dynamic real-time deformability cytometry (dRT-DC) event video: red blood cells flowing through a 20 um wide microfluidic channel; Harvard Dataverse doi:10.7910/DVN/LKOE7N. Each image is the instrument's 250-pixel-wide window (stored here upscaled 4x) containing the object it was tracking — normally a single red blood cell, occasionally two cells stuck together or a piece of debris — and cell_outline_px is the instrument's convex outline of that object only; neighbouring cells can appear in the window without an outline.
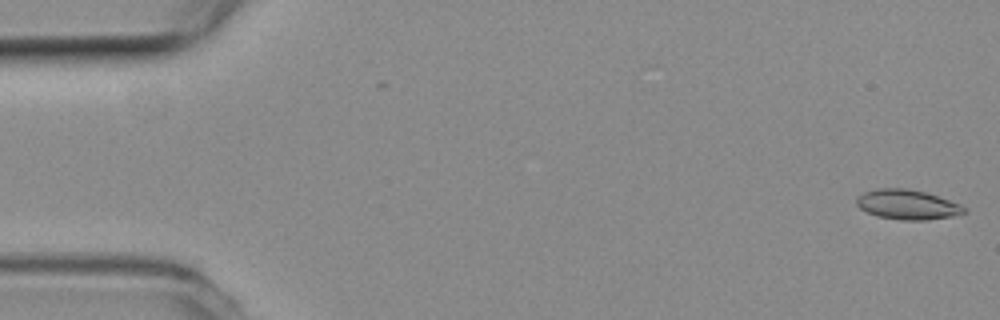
{"species": "common noctule bat (a hibernating species)", "species_latin": "Nyctalus noctula", "temperature_condition": "room temperature", "stored_images_in_passage": 55, "camera_frame_rate_fps": 3000, "um_per_image_px": 0.085, "animal": {"sex": "female", "body_mass_g": 19.3, "forearm_length_mm": 54.1}, "frame": {"image": 1, "passage_image": 1, "time_ms": 0.0, "image_size_px": [1000, 320], "cell_outline_px": [[968, 212], [952, 216], [928, 220], [900, 220], [876, 216], [860, 208], [856, 204], [856, 200], [864, 192], [876, 188], [908, 188], [924, 192], [960, 204], [968, 208]], "centroid_in_image_um": [77.14, 17.4], "position_along_channel_um": 7.9, "area_um2": 18.67}}
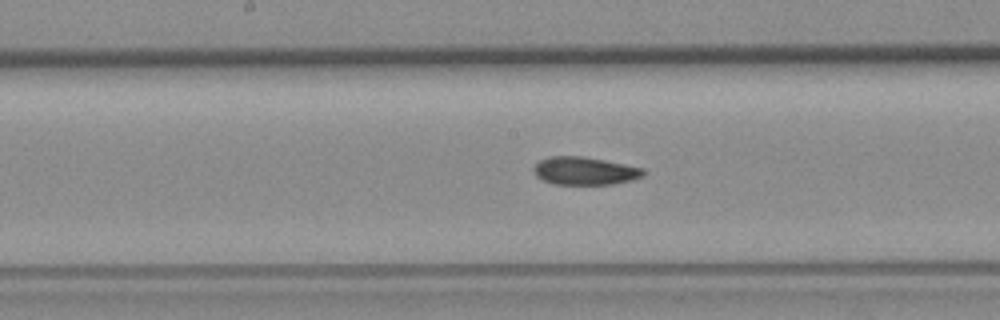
{"frame": {"image": 2, "passage_image": 27, "time_ms": 8.667, "image_size_px": [1000, 320], "cell_outline_px": [[648, 172], [644, 176], [632, 180], [612, 184], [552, 184], [536, 176], [532, 172], [532, 168], [540, 160], [548, 156], [584, 156], [644, 168]], "centroid_in_image_um": [49.71, 14.52], "position_along_channel_um": 198.5, "area_um2": 18.03}}
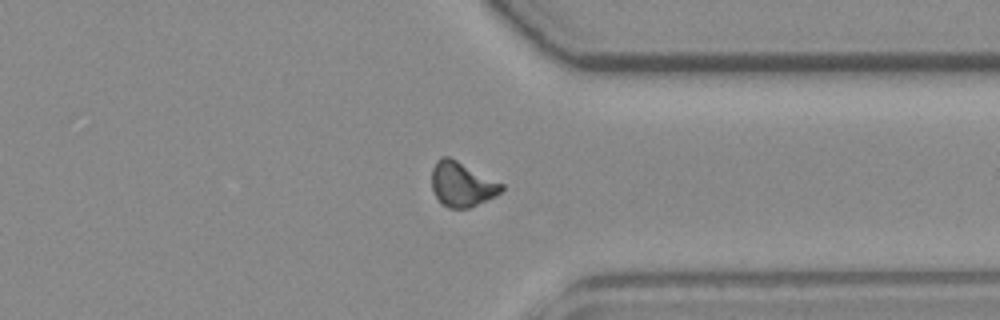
{"frame": {"image": 3, "passage_image": 41, "time_ms": 13.333, "image_size_px": [1000, 320], "cell_outline_px": [[504, 188], [496, 196], [468, 208], [448, 208], [440, 204], [432, 188], [432, 168], [436, 160], [444, 156], [448, 156], [504, 184]], "centroid_in_image_um": [39.25, 15.67], "position_along_channel_um": 372.2, "area_um2": 18.09}, "authors_computed_cell_mechanics": {"area_um2": 18.0336, "velocity_mm_per_s": 3.7959, "shape_relaxation_time_tau1_ms": null, "shape_relaxation_time_tau2_ms": 4.1339, "deformation_change_tau1": null, "deformation_change_tau2": 0.0906}}